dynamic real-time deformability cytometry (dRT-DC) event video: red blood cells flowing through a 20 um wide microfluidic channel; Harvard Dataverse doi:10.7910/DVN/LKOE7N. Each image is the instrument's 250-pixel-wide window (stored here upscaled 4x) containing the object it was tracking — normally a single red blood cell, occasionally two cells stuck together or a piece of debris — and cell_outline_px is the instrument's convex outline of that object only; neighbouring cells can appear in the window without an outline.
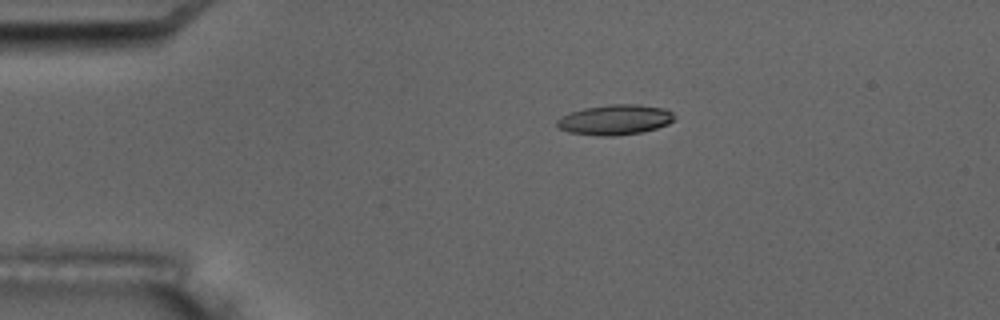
{"species": "common noctule bat (a hibernating species)", "species_latin": "Nyctalus noctula", "temperature_condition": "room temperature", "stored_images_in_passage": 2, "camera_frame_rate_fps": 3000, "um_per_image_px": 0.085, "animal": {"sex": "male", "body_mass_g": 17.5, "forearm_length_mm": 52.3}, "frame": {"image": 1, "passage_image": 1, "time_ms": 0.0, "image_size_px": [1000, 320], "cell_outline_px": [[676, 120], [668, 124], [644, 132], [616, 136], [596, 136], [568, 132], [556, 128], [556, 120], [560, 116], [584, 108], [608, 104], [640, 104], [664, 108], [672, 112], [676, 116]], "centroid_in_image_um": [52.28, 10.18], "position_along_channel_um": 32.7, "area_um2": 21.1}}